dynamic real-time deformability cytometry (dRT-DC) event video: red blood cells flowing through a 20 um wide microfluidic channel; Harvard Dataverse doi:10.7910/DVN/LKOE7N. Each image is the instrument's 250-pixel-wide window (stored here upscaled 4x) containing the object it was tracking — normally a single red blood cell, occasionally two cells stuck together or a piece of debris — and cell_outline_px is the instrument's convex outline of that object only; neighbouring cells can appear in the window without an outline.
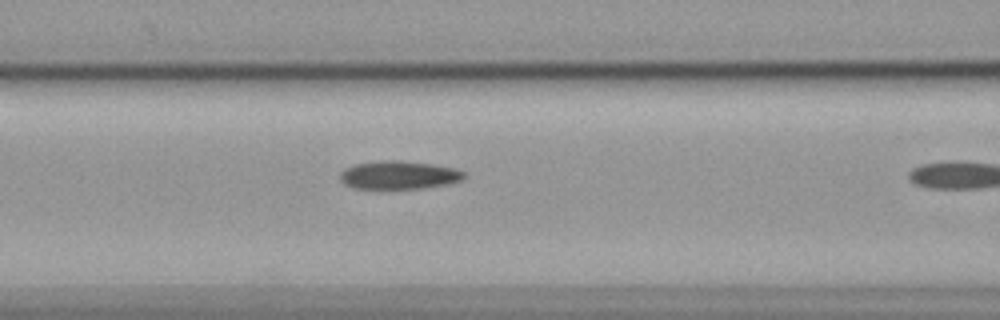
{"species": "common noctule bat (a hibernating species)", "species_latin": "Nyctalus noctula", "temperature_condition": "cold", "stored_images_in_passage": 11, "camera_frame_rate_fps": 3000, "um_per_image_px": 0.085, "animal": {"sex": "female", "body_mass_g": 19.9}, "frame": {"image": 1, "passage_image": 10, "time_ms": 3.0, "image_size_px": [1000, 320], "cell_outline_px": [[468, 176], [464, 180], [448, 184], [424, 188], [352, 188], [344, 184], [340, 180], [340, 172], [344, 168], [356, 164], [384, 160], [400, 160], [432, 164], [456, 168], [464, 172]], "centroid_in_image_um": [33.94, 14.88], "position_along_channel_um": 132.7, "area_um2": 20.58}}